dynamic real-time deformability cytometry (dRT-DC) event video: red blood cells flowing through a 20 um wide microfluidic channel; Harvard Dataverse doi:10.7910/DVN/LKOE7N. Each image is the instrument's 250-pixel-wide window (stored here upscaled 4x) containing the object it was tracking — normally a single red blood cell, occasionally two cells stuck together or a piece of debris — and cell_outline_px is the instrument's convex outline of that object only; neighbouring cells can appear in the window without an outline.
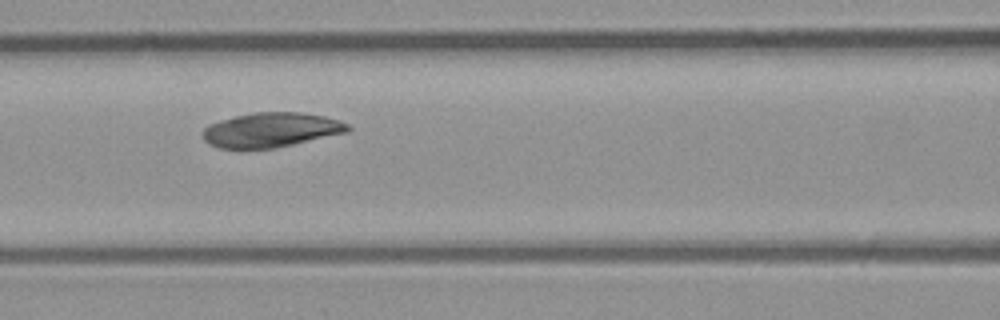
{"species": "common noctule bat (a hibernating species)", "species_latin": "Nyctalus noctula", "temperature_condition": "room temperature", "stored_images_in_passage": 38, "camera_frame_rate_fps": 3000, "um_per_image_px": 0.085, "animal": {"sex": "male", "body_mass_g": 23.1, "forearm_length_mm": 52.7}, "frame": {"image": 1, "passage_image": 10, "time_ms": 3.0, "image_size_px": [1000, 320], "cell_outline_px": [[352, 128], [348, 132], [276, 148], [220, 148], [208, 144], [204, 140], [200, 132], [208, 124], [220, 120], [252, 112], [300, 112], [324, 116], [340, 120], [348, 124]], "centroid_in_image_um": [23.03, 11.04], "position_along_channel_um": 143.6, "area_um2": 29.42}}
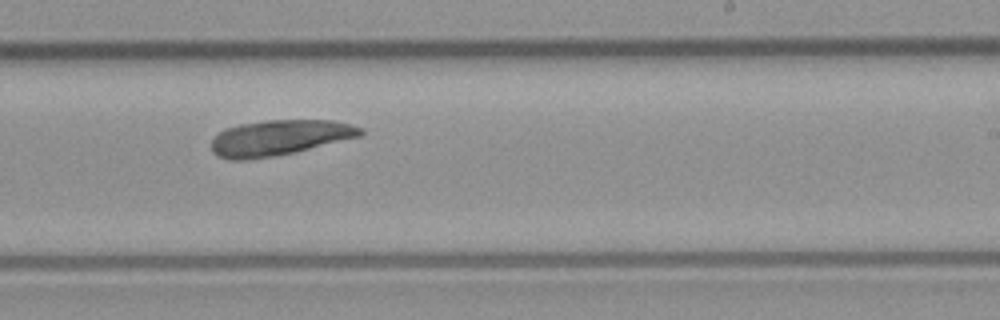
{"frame": {"image": 2, "passage_image": 19, "time_ms": 6.0, "image_size_px": [1000, 320], "cell_outline_px": [[364, 132], [360, 136], [292, 152], [272, 156], [244, 160], [228, 160], [212, 152], [212, 140], [224, 128], [240, 124], [268, 120], [332, 120], [352, 124], [364, 128]], "centroid_in_image_um": [23.74, 11.69], "position_along_channel_um": 265.3, "area_um2": 30.46}}
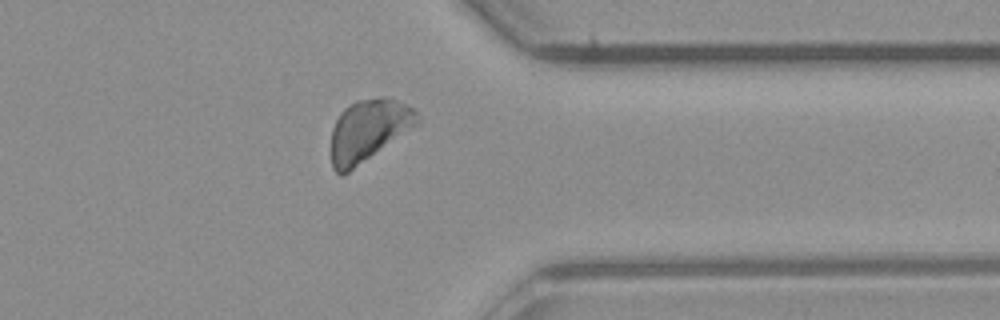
{"frame": {"image": 3, "passage_image": 28, "time_ms": 9.0, "image_size_px": [1000, 320], "cell_outline_px": [[420, 124], [348, 172], [340, 176], [332, 168], [332, 128], [340, 112], [348, 104], [356, 100], [376, 96], [380, 96], [416, 108], [420, 116]], "centroid_in_image_um": [31.35, 11.06], "position_along_channel_um": 380.1, "area_um2": 31.21}}